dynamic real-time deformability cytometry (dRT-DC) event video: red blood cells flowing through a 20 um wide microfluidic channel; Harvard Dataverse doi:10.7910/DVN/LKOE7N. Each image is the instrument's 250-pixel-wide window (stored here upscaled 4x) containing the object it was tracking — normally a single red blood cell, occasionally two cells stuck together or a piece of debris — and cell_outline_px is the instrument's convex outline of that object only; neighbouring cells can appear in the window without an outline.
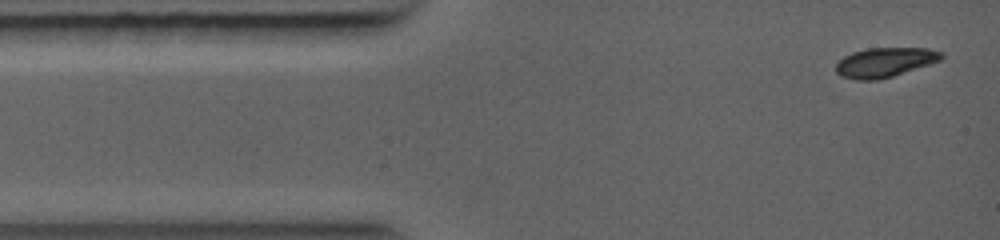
{"species": "common noctule bat (a hibernating species)", "species_latin": "Nyctalus noctula", "temperature_condition": "warm", "stored_images_in_passage": 5, "camera_frame_rate_fps": 5000, "um_per_image_px": 0.085, "animal": {"sex": "female", "body_mass_g": 19.0, "forearm_length_mm": 56.7}, "frame": {"image": 1, "passage_image": 1, "time_ms": 0.0, "image_size_px": [1000, 240], "cell_outline_px": [[944, 56], [940, 60], [892, 76], [876, 80], [856, 80], [840, 76], [836, 72], [836, 64], [844, 56], [852, 52], [868, 48], [928, 48], [944, 52]], "centroid_in_image_um": [75.19, 5.29], "position_along_channel_um": 9.8, "area_um2": 18.03}}